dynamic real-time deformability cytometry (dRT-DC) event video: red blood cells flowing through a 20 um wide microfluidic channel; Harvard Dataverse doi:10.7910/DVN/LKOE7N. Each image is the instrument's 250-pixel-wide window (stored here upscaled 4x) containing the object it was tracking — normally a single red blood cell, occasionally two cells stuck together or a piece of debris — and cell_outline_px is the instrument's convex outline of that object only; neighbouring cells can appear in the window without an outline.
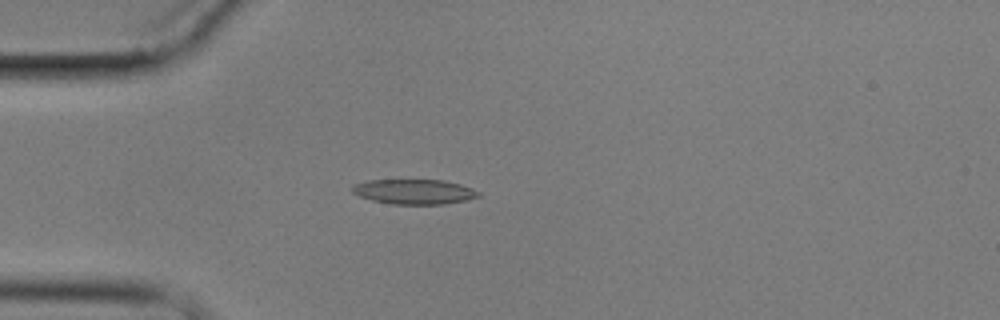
{"species": "common noctule bat (a hibernating species)", "species_latin": "Nyctalus noctula", "temperature_condition": "cold", "stored_images_in_passage": 14, "camera_frame_rate_fps": 3000, "um_per_image_px": 0.085, "animal": {"sex": "male", "body_mass_g": 17.9}, "frame": {"image": 1, "passage_image": 3, "time_ms": 3.333, "image_size_px": [1000, 320], "cell_outline_px": [[480, 196], [464, 200], [444, 204], [392, 204], [372, 200], [360, 196], [352, 192], [352, 188], [356, 184], [368, 180], [444, 180], [460, 184], [472, 188], [480, 192]], "centroid_in_image_um": [35.22, 16.29], "position_along_channel_um": 49.8, "area_um2": 18.15}}
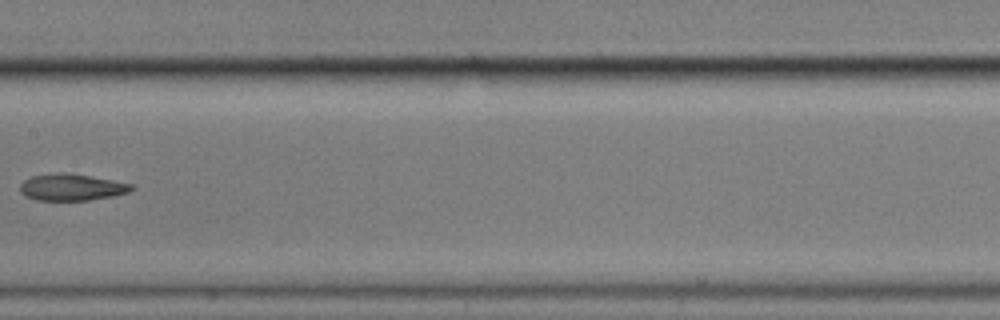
{"frame": {"image": 2, "passage_image": 7, "time_ms": 8.0, "image_size_px": [1000, 320], "cell_outline_px": [[136, 188], [128, 192], [116, 196], [88, 200], [36, 200], [24, 196], [20, 192], [20, 184], [24, 180], [32, 176], [60, 172], [64, 172], [136, 184]], "centroid_in_image_um": [6.12, 15.92], "position_along_channel_um": 201.3, "area_um2": 17.46}}
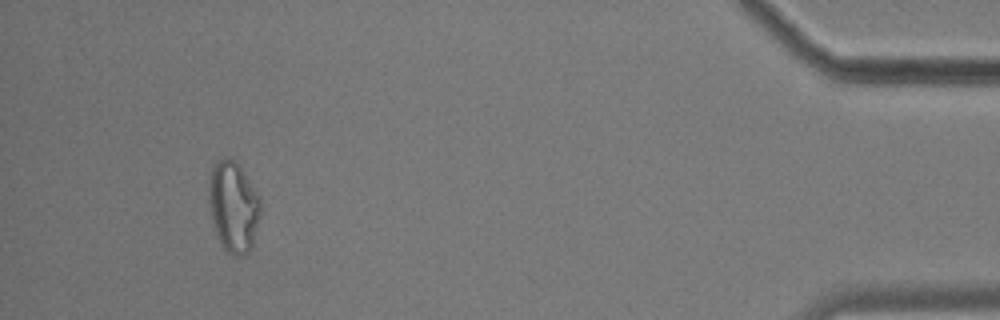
{"frame": {"image": 3, "passage_image": 13, "time_ms": 16.0, "image_size_px": [1000, 320], "cell_outline_px": [[260, 216], [252, 248], [244, 256], [232, 256], [224, 248], [216, 232], [212, 220], [208, 200], [208, 188], [212, 168], [216, 160], [224, 156], [228, 156], [244, 172], [260, 196]], "centroid_in_image_um": [19.84, 17.57], "position_along_channel_um": 415.4, "area_um2": 27.46}, "authors_computed_cell_mechanics": {"area_um2": 18.2937, "velocity_mm_per_s": 3.4774, "shape_relaxation_time_tau1_ms": 5.8873, "shape_relaxation_time_tau2_ms": null, "deformation_change_tau1": 0.1334, "deformation_change_tau2": null}}